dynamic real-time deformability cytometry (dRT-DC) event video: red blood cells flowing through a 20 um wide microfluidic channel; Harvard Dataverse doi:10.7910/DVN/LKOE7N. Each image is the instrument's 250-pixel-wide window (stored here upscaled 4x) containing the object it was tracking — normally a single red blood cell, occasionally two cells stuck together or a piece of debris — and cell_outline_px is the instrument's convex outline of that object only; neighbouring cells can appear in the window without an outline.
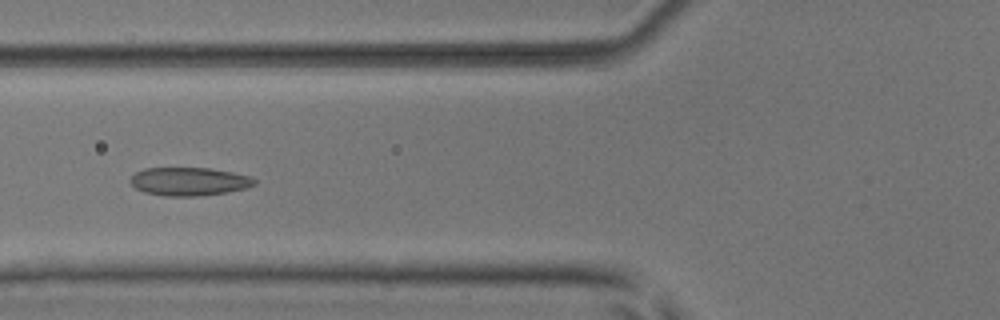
{"species": "common noctule bat (a hibernating species)", "species_latin": "Nyctalus noctula", "temperature_condition": "room temperature", "stored_images_in_passage": 6, "camera_frame_rate_fps": 3000, "um_per_image_px": 0.085, "animal": {"sex": "male", "body_mass_g": 17.9, "forearm_length_mm": 54.2}, "frame": {"image": 1, "passage_image": 6, "time_ms": 6.0, "image_size_px": [1000, 320], "cell_outline_px": [[256, 184], [244, 188], [228, 192], [196, 196], [164, 196], [144, 192], [136, 188], [128, 180], [136, 172], [144, 168], [212, 168], [232, 172], [248, 176], [256, 180]], "centroid_in_image_um": [16.05, 15.42], "position_along_channel_um": 109.8, "area_um2": 20.4}}